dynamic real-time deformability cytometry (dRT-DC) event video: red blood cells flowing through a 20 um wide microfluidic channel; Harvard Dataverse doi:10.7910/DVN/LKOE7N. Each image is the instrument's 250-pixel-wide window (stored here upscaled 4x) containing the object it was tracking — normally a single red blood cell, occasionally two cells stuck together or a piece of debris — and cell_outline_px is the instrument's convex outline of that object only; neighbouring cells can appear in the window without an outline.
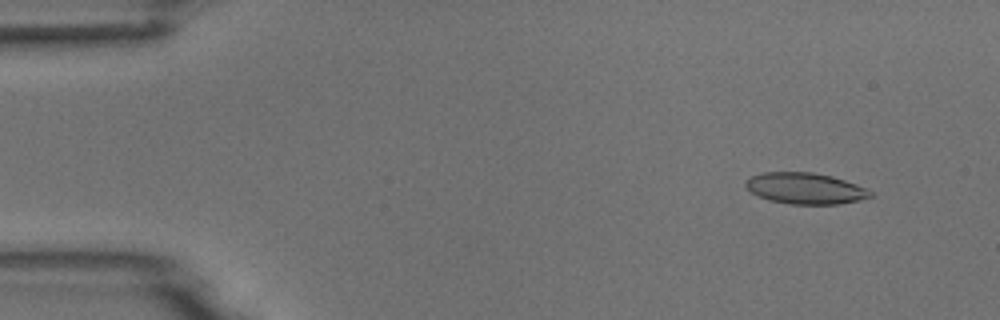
{"species": "common noctule bat (a hibernating species)", "species_latin": "Nyctalus noctula", "temperature_condition": "room temperature", "stored_images_in_passage": 4, "camera_frame_rate_fps": 3000, "um_per_image_px": 0.085, "animal": {"sex": "male", "body_mass_g": 18.8}, "frame": {"image": 1, "passage_image": 1, "time_ms": 0.0, "image_size_px": [1000, 320], "cell_outline_px": [[872, 196], [860, 200], [840, 204], [788, 204], [768, 200], [752, 192], [744, 184], [752, 176], [764, 172], [812, 172], [832, 176], [868, 188], [872, 192]], "centroid_in_image_um": [68.49, 16.02], "position_along_channel_um": 16.5, "area_um2": 22.6}}
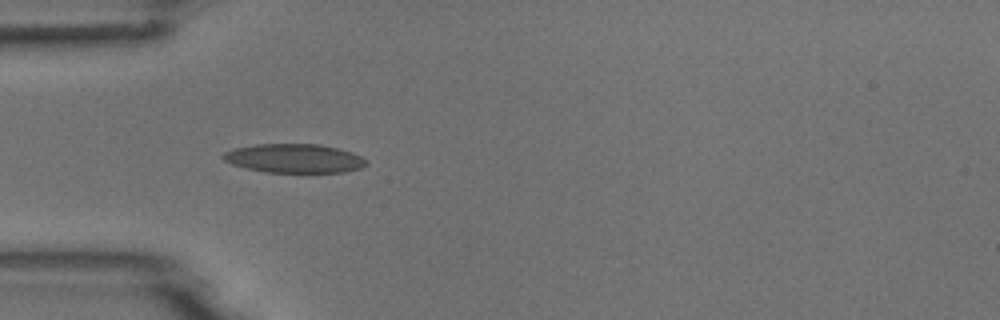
{"frame": {"image": 2, "passage_image": 4, "time_ms": 3.667, "image_size_px": [1000, 320], "cell_outline_px": [[368, 164], [360, 168], [344, 172], [264, 172], [232, 164], [224, 160], [220, 156], [224, 152], [236, 148], [256, 144], [320, 144], [352, 152], [368, 160]], "centroid_in_image_um": [25.02, 13.46], "position_along_channel_um": 60.0, "area_um2": 24.04}}